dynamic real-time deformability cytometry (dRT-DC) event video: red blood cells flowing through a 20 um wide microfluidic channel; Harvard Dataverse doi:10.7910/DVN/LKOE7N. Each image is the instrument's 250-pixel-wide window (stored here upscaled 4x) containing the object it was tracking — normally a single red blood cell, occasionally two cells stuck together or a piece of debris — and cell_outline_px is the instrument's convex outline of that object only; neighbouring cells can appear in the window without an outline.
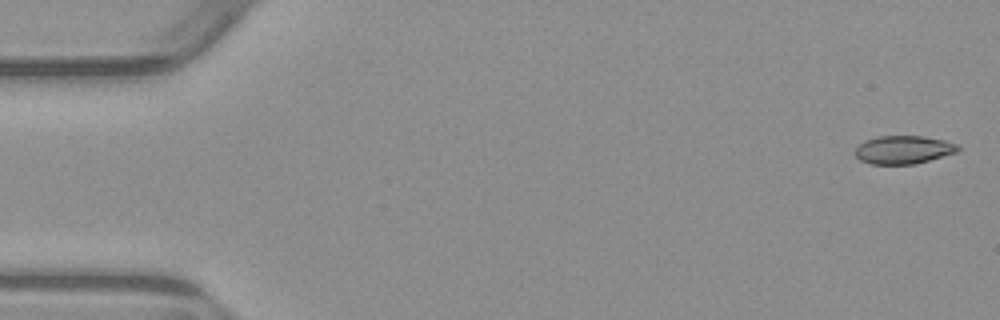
{"species": "common noctule bat (a hibernating species)", "species_latin": "Nyctalus noctula", "temperature_condition": "warm", "stored_images_in_passage": 5, "camera_frame_rate_fps": 3000, "um_per_image_px": 0.085, "animal": {"sex": "male", "body_mass_g": 23.1, "forearm_length_mm": 52.7}, "frame": {"image": 1, "passage_image": 1, "time_ms": 0.0, "image_size_px": [1000, 320], "cell_outline_px": [[960, 148], [956, 152], [928, 160], [912, 164], [868, 164], [860, 160], [856, 156], [856, 148], [864, 140], [876, 136], [924, 136], [944, 140], [956, 144]], "centroid_in_image_um": [76.75, 12.72], "position_along_channel_um": 8.2, "area_um2": 16.76}}